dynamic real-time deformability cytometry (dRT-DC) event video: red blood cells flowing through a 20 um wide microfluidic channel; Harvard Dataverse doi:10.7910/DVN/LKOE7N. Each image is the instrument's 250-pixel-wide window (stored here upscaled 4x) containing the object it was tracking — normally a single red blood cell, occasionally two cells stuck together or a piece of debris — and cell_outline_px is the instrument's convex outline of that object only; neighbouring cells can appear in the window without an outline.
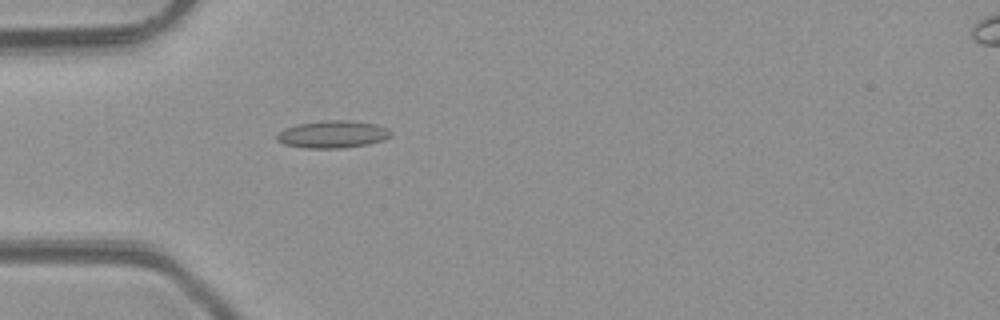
{"species": "common noctule bat (a hibernating species)", "species_latin": "Nyctalus noctula", "temperature_condition": "room temperature", "stored_images_in_passage": 4, "camera_frame_rate_fps": 3000, "um_per_image_px": 0.085, "animal": {"sex": "male", "body_mass_g": 23.1, "forearm_length_mm": 52.7}, "frame": {"image": 1, "passage_image": 4, "time_ms": 4.333, "image_size_px": [1000, 320], "cell_outline_px": [[392, 136], [384, 140], [368, 144], [340, 148], [304, 148], [284, 144], [276, 140], [276, 136], [284, 128], [296, 124], [324, 120], [352, 120], [376, 124], [388, 128], [392, 132]], "centroid_in_image_um": [28.3, 11.41], "position_along_channel_um": 56.7, "area_um2": 18.38}}